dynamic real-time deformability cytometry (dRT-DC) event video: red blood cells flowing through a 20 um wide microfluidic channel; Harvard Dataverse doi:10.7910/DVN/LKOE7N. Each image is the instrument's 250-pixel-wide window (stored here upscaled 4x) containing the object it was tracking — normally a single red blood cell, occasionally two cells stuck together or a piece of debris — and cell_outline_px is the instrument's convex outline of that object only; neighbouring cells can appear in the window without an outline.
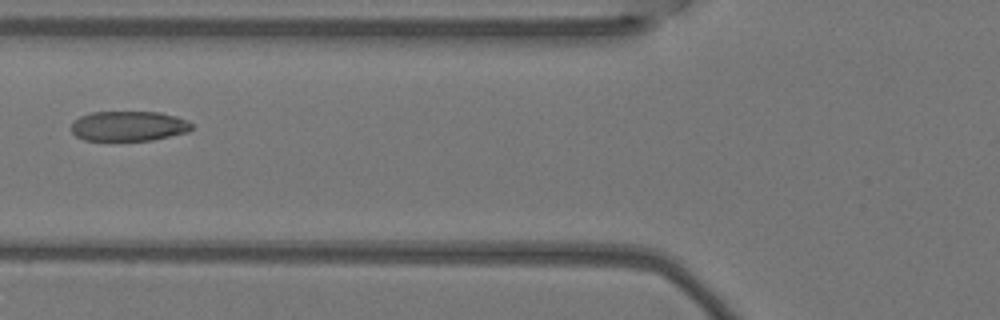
{"species": "Egyptian fruit bat (a non-hibernating species)", "species_latin": "Rousettus aegyptiacus", "temperature_condition": "warm", "stored_images_in_passage": 6, "camera_frame_rate_fps": 3000, "um_per_image_px": 0.085, "animal": {"sex": "female"}, "frame": {"image": 1, "passage_image": 6, "time_ms": 1.667, "image_size_px": [1000, 320], "cell_outline_px": [[192, 128], [188, 132], [152, 140], [84, 140], [76, 136], [72, 132], [72, 124], [80, 116], [92, 112], [160, 112], [176, 116], [188, 120], [192, 124]], "centroid_in_image_um": [10.96, 10.71], "position_along_channel_um": 114.8, "area_um2": 20.98}}